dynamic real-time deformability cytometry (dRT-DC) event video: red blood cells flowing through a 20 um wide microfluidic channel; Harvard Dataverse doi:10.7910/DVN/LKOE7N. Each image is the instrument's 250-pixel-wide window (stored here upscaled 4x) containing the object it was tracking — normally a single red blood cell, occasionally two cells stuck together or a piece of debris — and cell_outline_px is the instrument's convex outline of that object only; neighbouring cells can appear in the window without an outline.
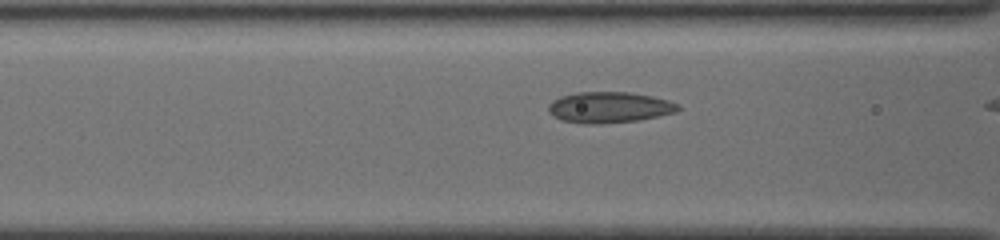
{"species": "common noctule bat (a hibernating species)", "species_latin": "Nyctalus noctula", "temperature_condition": "cold", "stored_images_in_passage": 13, "camera_frame_rate_fps": 3000, "um_per_image_px": 0.085, "animal": {"sex": "female", "body_mass_g": 19.5, "forearm_length_mm": 54.1}, "frame": {"image": 1, "passage_image": 11, "time_ms": 3.333, "image_size_px": [1000, 240], "cell_outline_px": [[680, 108], [676, 112], [636, 120], [596, 124], [588, 124], [564, 120], [548, 112], [548, 104], [552, 100], [560, 96], [576, 92], [628, 92], [652, 96], [668, 100], [680, 104]], "centroid_in_image_um": [51.78, 9.11], "position_along_channel_um": 114.8, "area_um2": 23.18}}